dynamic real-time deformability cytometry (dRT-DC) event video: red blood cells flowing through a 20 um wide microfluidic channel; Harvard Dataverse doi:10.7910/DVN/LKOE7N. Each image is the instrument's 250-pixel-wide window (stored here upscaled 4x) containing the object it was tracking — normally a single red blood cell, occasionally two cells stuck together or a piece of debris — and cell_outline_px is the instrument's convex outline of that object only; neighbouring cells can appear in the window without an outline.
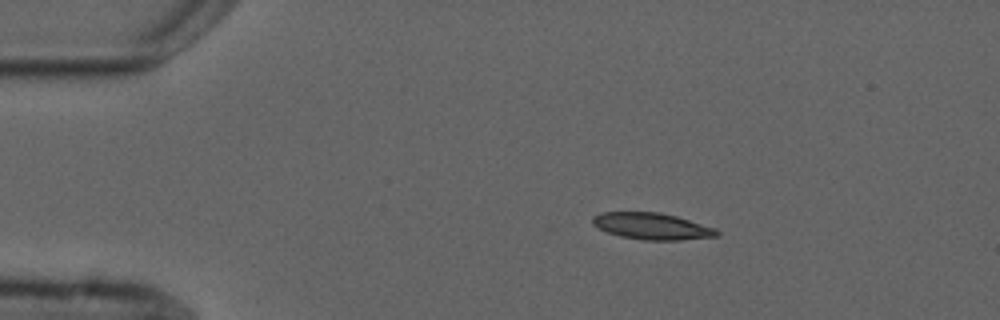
{"species": "common noctule bat (a hibernating species)", "species_latin": "Nyctalus noctula", "temperature_condition": "cold", "stored_images_in_passage": 3, "camera_frame_rate_fps": 3000, "um_per_image_px": 0.085, "animal": {"sex": "male", "forearm_length_mm": 52.5}, "frame": {"image": 1, "passage_image": 1, "time_ms": 0.0, "image_size_px": [1000, 320], "cell_outline_px": [[720, 236], [680, 240], [644, 240], [620, 236], [608, 232], [592, 224], [592, 216], [600, 212], [660, 212], [676, 216], [716, 228], [720, 232]], "centroid_in_image_um": [55.43, 19.22], "position_along_channel_um": 29.6, "area_um2": 19.31}}